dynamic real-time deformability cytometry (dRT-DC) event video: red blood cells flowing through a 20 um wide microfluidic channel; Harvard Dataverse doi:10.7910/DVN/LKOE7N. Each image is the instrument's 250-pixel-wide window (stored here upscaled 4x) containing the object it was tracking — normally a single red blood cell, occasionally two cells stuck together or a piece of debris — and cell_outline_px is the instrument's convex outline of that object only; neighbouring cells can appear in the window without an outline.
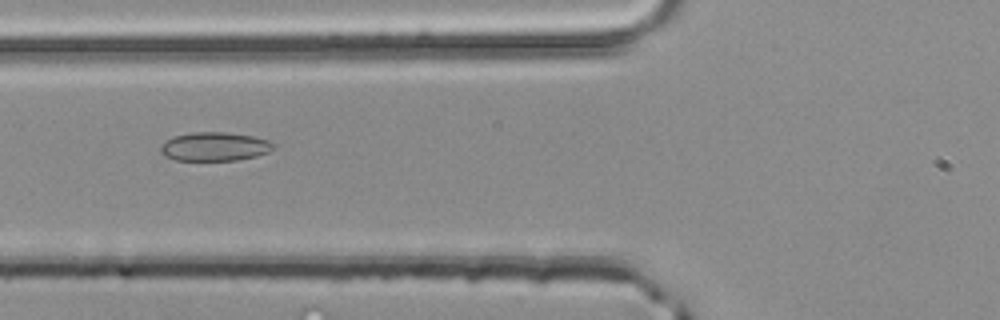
{"species": "common noctule bat (a hibernating species)", "species_latin": "Nyctalus noctula", "temperature_condition": "room temperature", "stored_images_in_passage": 5, "camera_frame_rate_fps": 3000, "um_per_image_px": 0.085, "animal": {"sex": "male", "body_mass_g": 20.4}, "frame": {"image": 1, "passage_image": 5, "time_ms": 1.333, "image_size_px": [1000, 320], "cell_outline_px": [[276, 148], [268, 152], [256, 156], [236, 160], [176, 160], [164, 156], [160, 152], [160, 148], [172, 136], [192, 132], [224, 132], [252, 136], [268, 140], [276, 144]], "centroid_in_image_um": [18.27, 12.46], "position_along_channel_um": 107.5, "area_um2": 18.9}}